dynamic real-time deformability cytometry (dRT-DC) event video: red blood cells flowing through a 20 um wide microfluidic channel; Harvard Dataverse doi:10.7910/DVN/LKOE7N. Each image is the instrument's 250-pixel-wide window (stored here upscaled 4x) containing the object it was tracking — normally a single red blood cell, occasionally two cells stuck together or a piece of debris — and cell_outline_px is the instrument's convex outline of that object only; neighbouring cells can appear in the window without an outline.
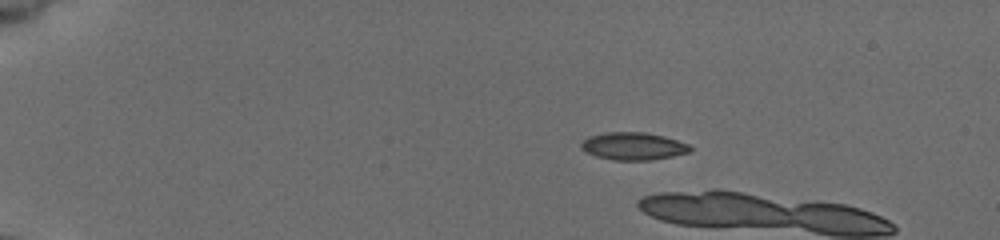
{"species": "common noctule bat (a hibernating species)", "species_latin": "Nyctalus noctula", "temperature_condition": "cold", "stored_images_in_passage": 3, "camera_frame_rate_fps": 3000, "um_per_image_px": 0.085, "animal": {"sex": "female", "body_mass_g": 19.5, "forearm_length_mm": 54.1}, "frame": {"image": 1, "passage_image": 1, "time_ms": 0.0, "image_size_px": [1000, 240], "cell_outline_px": [[692, 148], [688, 152], [672, 156], [648, 160], [612, 160], [596, 156], [580, 148], [580, 144], [588, 136], [608, 132], [644, 132], [664, 136], [688, 144]], "centroid_in_image_um": [53.8, 12.42], "position_along_channel_um": 31.2, "area_um2": 17.34}}